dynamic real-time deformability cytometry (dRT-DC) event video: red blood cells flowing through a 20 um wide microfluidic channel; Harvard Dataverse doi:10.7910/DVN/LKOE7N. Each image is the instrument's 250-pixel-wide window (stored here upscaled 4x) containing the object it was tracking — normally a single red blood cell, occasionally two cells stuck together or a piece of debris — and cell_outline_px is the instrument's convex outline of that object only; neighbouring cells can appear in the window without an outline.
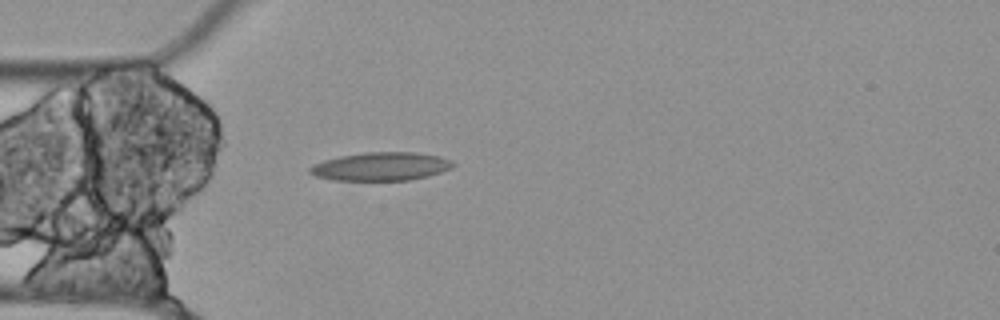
{"species": "Egyptian fruit bat (a non-hibernating species)", "species_latin": "Rousettus aegyptiacus", "temperature_condition": "cold", "stored_images_in_passage": 36, "camera_frame_rate_fps": 3000, "um_per_image_px": 0.085, "animal": {"sex": "female"}, "frame": {"image": 1, "passage_image": 1, "time_ms": 0.0, "image_size_px": [1000, 320], "cell_outline_px": [[456, 164], [452, 168], [440, 172], [408, 180], [332, 180], [316, 176], [308, 172], [308, 168], [312, 164], [324, 160], [340, 156], [364, 152], [416, 152], [436, 156], [452, 160]], "centroid_in_image_um": [32.34, 14.14], "position_along_channel_um": 52.7, "area_um2": 23.58}}
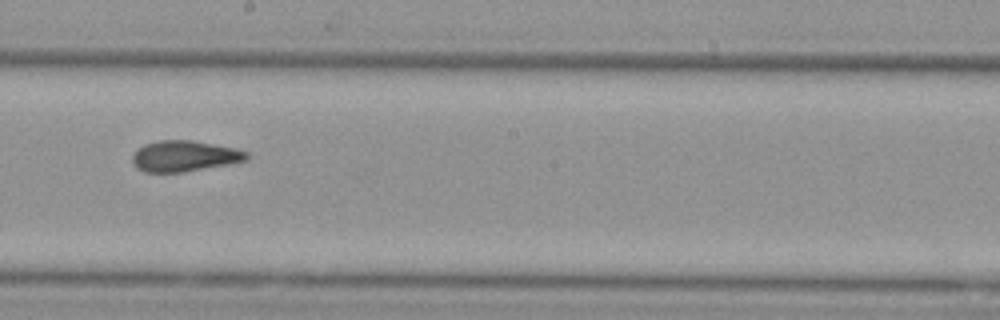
{"frame": {"image": 2, "passage_image": 16, "time_ms": 5.0, "image_size_px": [1000, 320], "cell_outline_px": [[248, 160], [228, 164], [180, 172], [144, 172], [136, 168], [132, 164], [132, 156], [144, 144], [160, 140], [192, 140], [236, 148], [248, 152]], "centroid_in_image_um": [15.67, 13.26], "position_along_channel_um": 232.5, "area_um2": 20.46}}
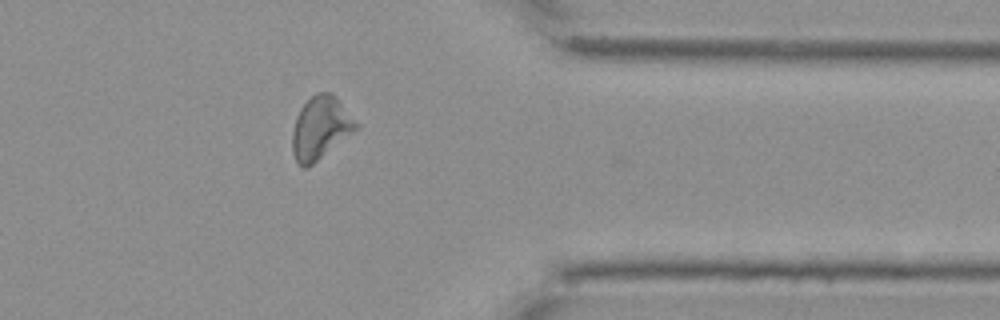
{"frame": {"image": 3, "passage_image": 30, "time_ms": 9.667, "image_size_px": [1000, 320], "cell_outline_px": [[360, 128], [312, 164], [304, 168], [296, 160], [292, 152], [292, 132], [296, 116], [300, 108], [316, 92], [332, 92], [336, 96]], "centroid_in_image_um": [27.23, 10.86], "position_along_channel_um": 384.2, "area_um2": 23.06}, "authors_computed_cell_mechanics": {"area_um2": 21.2704, "velocity_mm_per_s": 3.5151, "shape_relaxation_time_tau1_ms": null, "shape_relaxation_time_tau2_ms": 3.4316, "deformation_change_tau1": null, "deformation_change_tau2": 0.1115}}